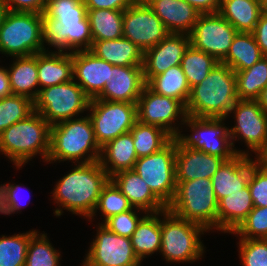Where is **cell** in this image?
Instances as JSON below:
<instances>
[{
  "instance_id": "cell-51",
  "label": "cell",
  "mask_w": 267,
  "mask_h": 266,
  "mask_svg": "<svg viewBox=\"0 0 267 266\" xmlns=\"http://www.w3.org/2000/svg\"><path fill=\"white\" fill-rule=\"evenodd\" d=\"M12 94L7 68L0 66V99Z\"/></svg>"
},
{
  "instance_id": "cell-42",
  "label": "cell",
  "mask_w": 267,
  "mask_h": 266,
  "mask_svg": "<svg viewBox=\"0 0 267 266\" xmlns=\"http://www.w3.org/2000/svg\"><path fill=\"white\" fill-rule=\"evenodd\" d=\"M230 234L237 239H267V207H254Z\"/></svg>"
},
{
  "instance_id": "cell-21",
  "label": "cell",
  "mask_w": 267,
  "mask_h": 266,
  "mask_svg": "<svg viewBox=\"0 0 267 266\" xmlns=\"http://www.w3.org/2000/svg\"><path fill=\"white\" fill-rule=\"evenodd\" d=\"M73 60V80L78 83L85 94L96 98L104 89L110 76L112 64L96 57L89 50L71 53Z\"/></svg>"
},
{
  "instance_id": "cell-53",
  "label": "cell",
  "mask_w": 267,
  "mask_h": 266,
  "mask_svg": "<svg viewBox=\"0 0 267 266\" xmlns=\"http://www.w3.org/2000/svg\"><path fill=\"white\" fill-rule=\"evenodd\" d=\"M256 101L259 103L262 109L267 113V86L261 91Z\"/></svg>"
},
{
  "instance_id": "cell-37",
  "label": "cell",
  "mask_w": 267,
  "mask_h": 266,
  "mask_svg": "<svg viewBox=\"0 0 267 266\" xmlns=\"http://www.w3.org/2000/svg\"><path fill=\"white\" fill-rule=\"evenodd\" d=\"M218 63L211 55L190 45L181 60L180 66L190 88H192L205 79Z\"/></svg>"
},
{
  "instance_id": "cell-15",
  "label": "cell",
  "mask_w": 267,
  "mask_h": 266,
  "mask_svg": "<svg viewBox=\"0 0 267 266\" xmlns=\"http://www.w3.org/2000/svg\"><path fill=\"white\" fill-rule=\"evenodd\" d=\"M97 233L82 266H135L142 263L136 256L131 239L111 232L98 223Z\"/></svg>"
},
{
  "instance_id": "cell-19",
  "label": "cell",
  "mask_w": 267,
  "mask_h": 266,
  "mask_svg": "<svg viewBox=\"0 0 267 266\" xmlns=\"http://www.w3.org/2000/svg\"><path fill=\"white\" fill-rule=\"evenodd\" d=\"M224 161L218 156L194 150L176 138V182L211 179Z\"/></svg>"
},
{
  "instance_id": "cell-44",
  "label": "cell",
  "mask_w": 267,
  "mask_h": 266,
  "mask_svg": "<svg viewBox=\"0 0 267 266\" xmlns=\"http://www.w3.org/2000/svg\"><path fill=\"white\" fill-rule=\"evenodd\" d=\"M140 213L144 215L140 216ZM146 214V211L133 207L127 212L108 218L103 225L117 235L130 238L136 230L138 223Z\"/></svg>"
},
{
  "instance_id": "cell-24",
  "label": "cell",
  "mask_w": 267,
  "mask_h": 266,
  "mask_svg": "<svg viewBox=\"0 0 267 266\" xmlns=\"http://www.w3.org/2000/svg\"><path fill=\"white\" fill-rule=\"evenodd\" d=\"M110 179L133 207L142 209L147 213H156L167 209L134 169L120 171Z\"/></svg>"
},
{
  "instance_id": "cell-46",
  "label": "cell",
  "mask_w": 267,
  "mask_h": 266,
  "mask_svg": "<svg viewBox=\"0 0 267 266\" xmlns=\"http://www.w3.org/2000/svg\"><path fill=\"white\" fill-rule=\"evenodd\" d=\"M21 184L6 183L0 185V214L11 215L21 212L20 189ZM23 202V201H22ZM26 205V204H25ZM19 211V212H18Z\"/></svg>"
},
{
  "instance_id": "cell-12",
  "label": "cell",
  "mask_w": 267,
  "mask_h": 266,
  "mask_svg": "<svg viewBox=\"0 0 267 266\" xmlns=\"http://www.w3.org/2000/svg\"><path fill=\"white\" fill-rule=\"evenodd\" d=\"M231 113L236 124L231 128L228 126V130L235 152L250 157L253 152L256 156L267 140V113L256 100H237L228 117ZM239 140L246 143L248 150L235 148L234 142Z\"/></svg>"
},
{
  "instance_id": "cell-20",
  "label": "cell",
  "mask_w": 267,
  "mask_h": 266,
  "mask_svg": "<svg viewBox=\"0 0 267 266\" xmlns=\"http://www.w3.org/2000/svg\"><path fill=\"white\" fill-rule=\"evenodd\" d=\"M145 85L143 66L113 65L109 80L95 99L137 103Z\"/></svg>"
},
{
  "instance_id": "cell-41",
  "label": "cell",
  "mask_w": 267,
  "mask_h": 266,
  "mask_svg": "<svg viewBox=\"0 0 267 266\" xmlns=\"http://www.w3.org/2000/svg\"><path fill=\"white\" fill-rule=\"evenodd\" d=\"M34 112L33 101L21 95H10L0 99V134L9 126L26 119Z\"/></svg>"
},
{
  "instance_id": "cell-3",
  "label": "cell",
  "mask_w": 267,
  "mask_h": 266,
  "mask_svg": "<svg viewBox=\"0 0 267 266\" xmlns=\"http://www.w3.org/2000/svg\"><path fill=\"white\" fill-rule=\"evenodd\" d=\"M239 100L235 72L218 63L199 84L191 88L185 106L188 116L228 119L231 108Z\"/></svg>"
},
{
  "instance_id": "cell-18",
  "label": "cell",
  "mask_w": 267,
  "mask_h": 266,
  "mask_svg": "<svg viewBox=\"0 0 267 266\" xmlns=\"http://www.w3.org/2000/svg\"><path fill=\"white\" fill-rule=\"evenodd\" d=\"M190 45V35L169 33L157 45L145 50L142 65L145 83L168 68L180 65Z\"/></svg>"
},
{
  "instance_id": "cell-43",
  "label": "cell",
  "mask_w": 267,
  "mask_h": 266,
  "mask_svg": "<svg viewBox=\"0 0 267 266\" xmlns=\"http://www.w3.org/2000/svg\"><path fill=\"white\" fill-rule=\"evenodd\" d=\"M237 245L242 266H267V239H239Z\"/></svg>"
},
{
  "instance_id": "cell-27",
  "label": "cell",
  "mask_w": 267,
  "mask_h": 266,
  "mask_svg": "<svg viewBox=\"0 0 267 266\" xmlns=\"http://www.w3.org/2000/svg\"><path fill=\"white\" fill-rule=\"evenodd\" d=\"M254 208L249 187L218 201L217 231L232 233Z\"/></svg>"
},
{
  "instance_id": "cell-2",
  "label": "cell",
  "mask_w": 267,
  "mask_h": 266,
  "mask_svg": "<svg viewBox=\"0 0 267 266\" xmlns=\"http://www.w3.org/2000/svg\"><path fill=\"white\" fill-rule=\"evenodd\" d=\"M69 173L60 178L53 187L52 200L58 208L56 217L64 211L89 219L97 206L103 187L110 180L99 160L91 163H74Z\"/></svg>"
},
{
  "instance_id": "cell-29",
  "label": "cell",
  "mask_w": 267,
  "mask_h": 266,
  "mask_svg": "<svg viewBox=\"0 0 267 266\" xmlns=\"http://www.w3.org/2000/svg\"><path fill=\"white\" fill-rule=\"evenodd\" d=\"M7 67L13 95H21L34 101L39 93L37 53L31 56L12 57Z\"/></svg>"
},
{
  "instance_id": "cell-17",
  "label": "cell",
  "mask_w": 267,
  "mask_h": 266,
  "mask_svg": "<svg viewBox=\"0 0 267 266\" xmlns=\"http://www.w3.org/2000/svg\"><path fill=\"white\" fill-rule=\"evenodd\" d=\"M168 34L165 25L144 0H137L124 10L123 37L143 52L157 45Z\"/></svg>"
},
{
  "instance_id": "cell-36",
  "label": "cell",
  "mask_w": 267,
  "mask_h": 266,
  "mask_svg": "<svg viewBox=\"0 0 267 266\" xmlns=\"http://www.w3.org/2000/svg\"><path fill=\"white\" fill-rule=\"evenodd\" d=\"M239 100H256L267 86V57L264 56L252 67L235 72Z\"/></svg>"
},
{
  "instance_id": "cell-28",
  "label": "cell",
  "mask_w": 267,
  "mask_h": 266,
  "mask_svg": "<svg viewBox=\"0 0 267 266\" xmlns=\"http://www.w3.org/2000/svg\"><path fill=\"white\" fill-rule=\"evenodd\" d=\"M89 51L112 65H143V50L124 37L115 40L93 41Z\"/></svg>"
},
{
  "instance_id": "cell-54",
  "label": "cell",
  "mask_w": 267,
  "mask_h": 266,
  "mask_svg": "<svg viewBox=\"0 0 267 266\" xmlns=\"http://www.w3.org/2000/svg\"><path fill=\"white\" fill-rule=\"evenodd\" d=\"M8 12L7 6L5 3L0 0V26L5 18L6 13Z\"/></svg>"
},
{
  "instance_id": "cell-9",
  "label": "cell",
  "mask_w": 267,
  "mask_h": 266,
  "mask_svg": "<svg viewBox=\"0 0 267 266\" xmlns=\"http://www.w3.org/2000/svg\"><path fill=\"white\" fill-rule=\"evenodd\" d=\"M90 100L81 86L72 79L39 90L33 103L34 111L52 126L88 111Z\"/></svg>"
},
{
  "instance_id": "cell-35",
  "label": "cell",
  "mask_w": 267,
  "mask_h": 266,
  "mask_svg": "<svg viewBox=\"0 0 267 266\" xmlns=\"http://www.w3.org/2000/svg\"><path fill=\"white\" fill-rule=\"evenodd\" d=\"M137 157L149 156L164 148L173 137L162 128L139 121L130 130Z\"/></svg>"
},
{
  "instance_id": "cell-34",
  "label": "cell",
  "mask_w": 267,
  "mask_h": 266,
  "mask_svg": "<svg viewBox=\"0 0 267 266\" xmlns=\"http://www.w3.org/2000/svg\"><path fill=\"white\" fill-rule=\"evenodd\" d=\"M146 85L157 94L179 100L184 106L190 97L191 88L180 65L154 76Z\"/></svg>"
},
{
  "instance_id": "cell-10",
  "label": "cell",
  "mask_w": 267,
  "mask_h": 266,
  "mask_svg": "<svg viewBox=\"0 0 267 266\" xmlns=\"http://www.w3.org/2000/svg\"><path fill=\"white\" fill-rule=\"evenodd\" d=\"M175 155L176 138H173L154 154L139 157L134 166V171L166 207L176 192Z\"/></svg>"
},
{
  "instance_id": "cell-32",
  "label": "cell",
  "mask_w": 267,
  "mask_h": 266,
  "mask_svg": "<svg viewBox=\"0 0 267 266\" xmlns=\"http://www.w3.org/2000/svg\"><path fill=\"white\" fill-rule=\"evenodd\" d=\"M263 57L253 33L238 32L221 63L238 72L252 67Z\"/></svg>"
},
{
  "instance_id": "cell-50",
  "label": "cell",
  "mask_w": 267,
  "mask_h": 266,
  "mask_svg": "<svg viewBox=\"0 0 267 266\" xmlns=\"http://www.w3.org/2000/svg\"><path fill=\"white\" fill-rule=\"evenodd\" d=\"M199 13H215L219 11L221 0H185Z\"/></svg>"
},
{
  "instance_id": "cell-13",
  "label": "cell",
  "mask_w": 267,
  "mask_h": 266,
  "mask_svg": "<svg viewBox=\"0 0 267 266\" xmlns=\"http://www.w3.org/2000/svg\"><path fill=\"white\" fill-rule=\"evenodd\" d=\"M225 118H200L186 116L184 126L192 134H181L179 138L194 150L218 156L225 161L234 158L235 152Z\"/></svg>"
},
{
  "instance_id": "cell-14",
  "label": "cell",
  "mask_w": 267,
  "mask_h": 266,
  "mask_svg": "<svg viewBox=\"0 0 267 266\" xmlns=\"http://www.w3.org/2000/svg\"><path fill=\"white\" fill-rule=\"evenodd\" d=\"M137 116L139 122L158 126L177 138L182 134L187 114L179 100L157 94L145 85L137 101Z\"/></svg>"
},
{
  "instance_id": "cell-22",
  "label": "cell",
  "mask_w": 267,
  "mask_h": 266,
  "mask_svg": "<svg viewBox=\"0 0 267 266\" xmlns=\"http://www.w3.org/2000/svg\"><path fill=\"white\" fill-rule=\"evenodd\" d=\"M160 18L169 33L190 35L199 13L185 0H144Z\"/></svg>"
},
{
  "instance_id": "cell-38",
  "label": "cell",
  "mask_w": 267,
  "mask_h": 266,
  "mask_svg": "<svg viewBox=\"0 0 267 266\" xmlns=\"http://www.w3.org/2000/svg\"><path fill=\"white\" fill-rule=\"evenodd\" d=\"M36 232L32 229L11 236L0 235V266H25L30 238Z\"/></svg>"
},
{
  "instance_id": "cell-16",
  "label": "cell",
  "mask_w": 267,
  "mask_h": 266,
  "mask_svg": "<svg viewBox=\"0 0 267 266\" xmlns=\"http://www.w3.org/2000/svg\"><path fill=\"white\" fill-rule=\"evenodd\" d=\"M238 31L218 12L201 14L191 34V45L221 63Z\"/></svg>"
},
{
  "instance_id": "cell-40",
  "label": "cell",
  "mask_w": 267,
  "mask_h": 266,
  "mask_svg": "<svg viewBox=\"0 0 267 266\" xmlns=\"http://www.w3.org/2000/svg\"><path fill=\"white\" fill-rule=\"evenodd\" d=\"M132 208L133 206L129 203L125 195L110 179L103 187L95 211L88 221L94 220L93 218L97 216L96 213L99 211L101 212V216L104 217L102 218L104 219L102 220L103 222H101L103 224L108 218L127 212Z\"/></svg>"
},
{
  "instance_id": "cell-39",
  "label": "cell",
  "mask_w": 267,
  "mask_h": 266,
  "mask_svg": "<svg viewBox=\"0 0 267 266\" xmlns=\"http://www.w3.org/2000/svg\"><path fill=\"white\" fill-rule=\"evenodd\" d=\"M61 252L54 248L47 234L37 231L28 245L25 266H61Z\"/></svg>"
},
{
  "instance_id": "cell-26",
  "label": "cell",
  "mask_w": 267,
  "mask_h": 266,
  "mask_svg": "<svg viewBox=\"0 0 267 266\" xmlns=\"http://www.w3.org/2000/svg\"><path fill=\"white\" fill-rule=\"evenodd\" d=\"M138 157L131 132L122 134L101 148L99 162L111 178L120 171L134 169Z\"/></svg>"
},
{
  "instance_id": "cell-23",
  "label": "cell",
  "mask_w": 267,
  "mask_h": 266,
  "mask_svg": "<svg viewBox=\"0 0 267 266\" xmlns=\"http://www.w3.org/2000/svg\"><path fill=\"white\" fill-rule=\"evenodd\" d=\"M250 174V156L237 154L231 160L224 161L211 178L217 200L245 189Z\"/></svg>"
},
{
  "instance_id": "cell-11",
  "label": "cell",
  "mask_w": 267,
  "mask_h": 266,
  "mask_svg": "<svg viewBox=\"0 0 267 266\" xmlns=\"http://www.w3.org/2000/svg\"><path fill=\"white\" fill-rule=\"evenodd\" d=\"M88 115L100 148L118 136L130 132L138 121L137 103L91 99Z\"/></svg>"
},
{
  "instance_id": "cell-55",
  "label": "cell",
  "mask_w": 267,
  "mask_h": 266,
  "mask_svg": "<svg viewBox=\"0 0 267 266\" xmlns=\"http://www.w3.org/2000/svg\"><path fill=\"white\" fill-rule=\"evenodd\" d=\"M262 13L267 15V0H261Z\"/></svg>"
},
{
  "instance_id": "cell-33",
  "label": "cell",
  "mask_w": 267,
  "mask_h": 266,
  "mask_svg": "<svg viewBox=\"0 0 267 266\" xmlns=\"http://www.w3.org/2000/svg\"><path fill=\"white\" fill-rule=\"evenodd\" d=\"M124 10L87 9L93 41L123 37Z\"/></svg>"
},
{
  "instance_id": "cell-4",
  "label": "cell",
  "mask_w": 267,
  "mask_h": 266,
  "mask_svg": "<svg viewBox=\"0 0 267 266\" xmlns=\"http://www.w3.org/2000/svg\"><path fill=\"white\" fill-rule=\"evenodd\" d=\"M80 116L51 126L46 163H91L100 159L101 148L95 139L92 121L88 114Z\"/></svg>"
},
{
  "instance_id": "cell-49",
  "label": "cell",
  "mask_w": 267,
  "mask_h": 266,
  "mask_svg": "<svg viewBox=\"0 0 267 266\" xmlns=\"http://www.w3.org/2000/svg\"><path fill=\"white\" fill-rule=\"evenodd\" d=\"M257 45L264 56L267 57V15L261 13L254 31L252 32Z\"/></svg>"
},
{
  "instance_id": "cell-30",
  "label": "cell",
  "mask_w": 267,
  "mask_h": 266,
  "mask_svg": "<svg viewBox=\"0 0 267 266\" xmlns=\"http://www.w3.org/2000/svg\"><path fill=\"white\" fill-rule=\"evenodd\" d=\"M162 211L147 213L138 223L130 237L131 244L138 259L142 262L161 249V218Z\"/></svg>"
},
{
  "instance_id": "cell-6",
  "label": "cell",
  "mask_w": 267,
  "mask_h": 266,
  "mask_svg": "<svg viewBox=\"0 0 267 266\" xmlns=\"http://www.w3.org/2000/svg\"><path fill=\"white\" fill-rule=\"evenodd\" d=\"M160 255L167 263H193L205 253L202 225L182 219L168 209L162 211Z\"/></svg>"
},
{
  "instance_id": "cell-1",
  "label": "cell",
  "mask_w": 267,
  "mask_h": 266,
  "mask_svg": "<svg viewBox=\"0 0 267 266\" xmlns=\"http://www.w3.org/2000/svg\"><path fill=\"white\" fill-rule=\"evenodd\" d=\"M92 44L84 2L47 0L43 13V45L54 47L56 52L73 53L90 50Z\"/></svg>"
},
{
  "instance_id": "cell-31",
  "label": "cell",
  "mask_w": 267,
  "mask_h": 266,
  "mask_svg": "<svg viewBox=\"0 0 267 266\" xmlns=\"http://www.w3.org/2000/svg\"><path fill=\"white\" fill-rule=\"evenodd\" d=\"M218 13L238 32L252 33L262 13L261 0H221Z\"/></svg>"
},
{
  "instance_id": "cell-25",
  "label": "cell",
  "mask_w": 267,
  "mask_h": 266,
  "mask_svg": "<svg viewBox=\"0 0 267 266\" xmlns=\"http://www.w3.org/2000/svg\"><path fill=\"white\" fill-rule=\"evenodd\" d=\"M37 76L39 90L63 84L73 79V60L71 53H37Z\"/></svg>"
},
{
  "instance_id": "cell-8",
  "label": "cell",
  "mask_w": 267,
  "mask_h": 266,
  "mask_svg": "<svg viewBox=\"0 0 267 266\" xmlns=\"http://www.w3.org/2000/svg\"><path fill=\"white\" fill-rule=\"evenodd\" d=\"M43 45V14L9 11L0 26V54L10 57L53 52Z\"/></svg>"
},
{
  "instance_id": "cell-7",
  "label": "cell",
  "mask_w": 267,
  "mask_h": 266,
  "mask_svg": "<svg viewBox=\"0 0 267 266\" xmlns=\"http://www.w3.org/2000/svg\"><path fill=\"white\" fill-rule=\"evenodd\" d=\"M167 209L176 216L202 225L209 231L217 230L216 198L211 179L176 182V192Z\"/></svg>"
},
{
  "instance_id": "cell-47",
  "label": "cell",
  "mask_w": 267,
  "mask_h": 266,
  "mask_svg": "<svg viewBox=\"0 0 267 266\" xmlns=\"http://www.w3.org/2000/svg\"><path fill=\"white\" fill-rule=\"evenodd\" d=\"M9 11L43 14L47 0H2Z\"/></svg>"
},
{
  "instance_id": "cell-5",
  "label": "cell",
  "mask_w": 267,
  "mask_h": 266,
  "mask_svg": "<svg viewBox=\"0 0 267 266\" xmlns=\"http://www.w3.org/2000/svg\"><path fill=\"white\" fill-rule=\"evenodd\" d=\"M50 131L51 125L34 111L0 134V153L8 157L18 170L37 155L46 162L50 150Z\"/></svg>"
},
{
  "instance_id": "cell-45",
  "label": "cell",
  "mask_w": 267,
  "mask_h": 266,
  "mask_svg": "<svg viewBox=\"0 0 267 266\" xmlns=\"http://www.w3.org/2000/svg\"><path fill=\"white\" fill-rule=\"evenodd\" d=\"M248 187L254 207H267V168L251 158V174Z\"/></svg>"
},
{
  "instance_id": "cell-48",
  "label": "cell",
  "mask_w": 267,
  "mask_h": 266,
  "mask_svg": "<svg viewBox=\"0 0 267 266\" xmlns=\"http://www.w3.org/2000/svg\"><path fill=\"white\" fill-rule=\"evenodd\" d=\"M137 0H86L87 9L125 10Z\"/></svg>"
},
{
  "instance_id": "cell-52",
  "label": "cell",
  "mask_w": 267,
  "mask_h": 266,
  "mask_svg": "<svg viewBox=\"0 0 267 266\" xmlns=\"http://www.w3.org/2000/svg\"><path fill=\"white\" fill-rule=\"evenodd\" d=\"M255 161L262 165L263 167L267 168V140L264 147L259 151V153L254 156Z\"/></svg>"
}]
</instances>
